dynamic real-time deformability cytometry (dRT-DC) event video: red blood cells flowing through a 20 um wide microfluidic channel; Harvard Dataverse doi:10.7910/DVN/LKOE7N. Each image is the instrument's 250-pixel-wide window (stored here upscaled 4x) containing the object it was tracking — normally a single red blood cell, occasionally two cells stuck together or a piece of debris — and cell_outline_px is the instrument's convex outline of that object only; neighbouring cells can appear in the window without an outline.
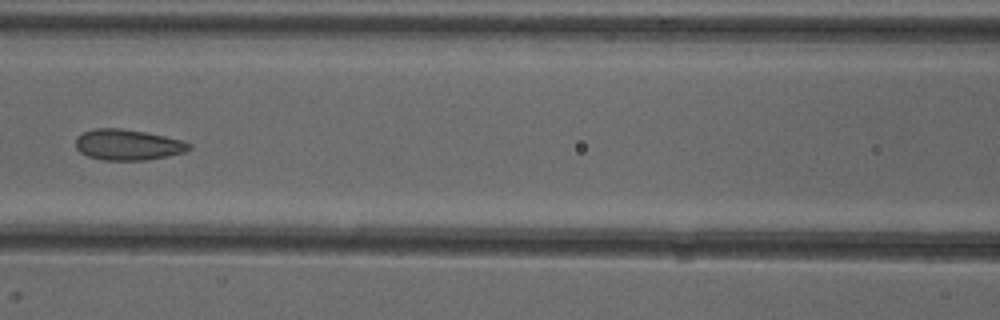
{"species": "common noctule bat (a hibernating species)", "species_latin": "Nyctalus noctula", "temperature_condition": "cold", "stored_images_in_passage": 6, "camera_frame_rate_fps": 3000, "um_per_image_px": 0.085, "animal": {"sex": "female"}, "frame": {"image": 1, "passage_image": 5, "time_ms": 4.667, "image_size_px": [1000, 320], "cell_outline_px": [[192, 148], [184, 152], [168, 156], [148, 160], [104, 160], [88, 156], [80, 152], [76, 148], [76, 136], [92, 128], [120, 128], [144, 132], [164, 136], [180, 140], [192, 144]], "centroid_in_image_um": [10.85, 12.3], "position_along_channel_um": 155.7, "area_um2": 20.35}}
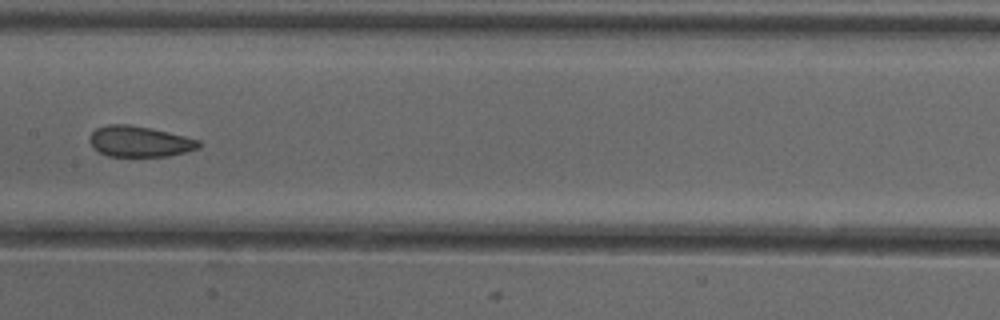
{"frame": {"image": 2, "passage_image": 6, "time_ms": 5.667, "image_size_px": [1000, 320], "cell_outline_px": [[200, 148], [168, 156], [108, 156], [92, 148], [88, 140], [88, 136], [96, 128], [108, 124], [128, 124], [148, 128], [184, 136], [200, 140]], "centroid_in_image_um": [11.81, 12.03], "position_along_channel_um": 195.6, "area_um2": 19.54}}